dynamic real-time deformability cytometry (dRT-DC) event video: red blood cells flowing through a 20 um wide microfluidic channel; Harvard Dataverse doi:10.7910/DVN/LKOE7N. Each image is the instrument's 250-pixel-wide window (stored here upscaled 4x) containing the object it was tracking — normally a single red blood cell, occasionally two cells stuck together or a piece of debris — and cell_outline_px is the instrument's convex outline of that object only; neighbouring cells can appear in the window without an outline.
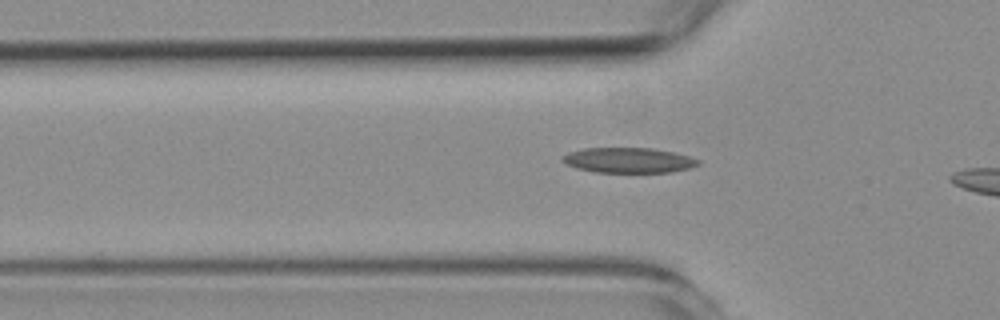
{"species": "common noctule bat (a hibernating species)", "species_latin": "Nyctalus noctula", "temperature_condition": "room temperature", "stored_images_in_passage": 34, "camera_frame_rate_fps": 3000, "um_per_image_px": 0.085, "animal": {"sex": "female", "body_mass_g": 19.3, "forearm_length_mm": 54.1}, "frame": {"image": 1, "passage_image": 6, "time_ms": 1.667, "image_size_px": [1000, 320], "cell_outline_px": [[700, 164], [688, 168], [672, 172], [596, 172], [576, 168], [560, 160], [560, 156], [568, 152], [584, 148], [652, 148], [672, 152], [688, 156], [700, 160]], "centroid_in_image_um": [53.38, 13.62], "position_along_channel_um": 72.4, "area_um2": 19.88}}
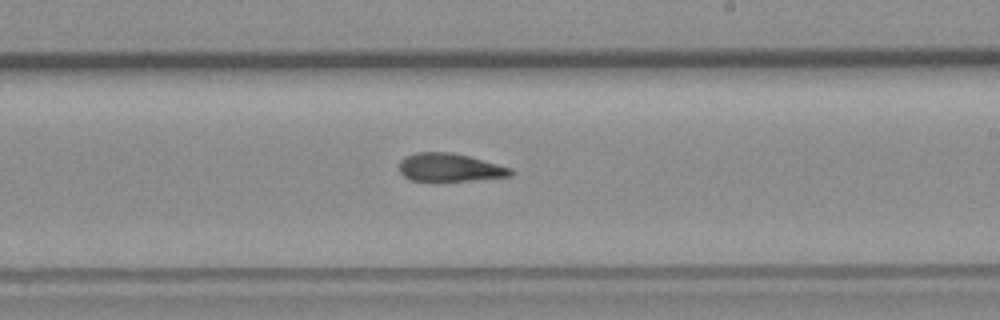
{"frame": {"image": 2, "passage_image": 21, "time_ms": 6.667, "image_size_px": [1000, 320], "cell_outline_px": [[516, 172], [512, 176], [472, 180], [412, 180], [404, 176], [400, 172], [400, 160], [404, 156], [416, 152], [452, 152], [468, 156], [512, 168]], "centroid_in_image_um": [38.25, 14.22], "position_along_channel_um": 250.7, "area_um2": 18.15}}
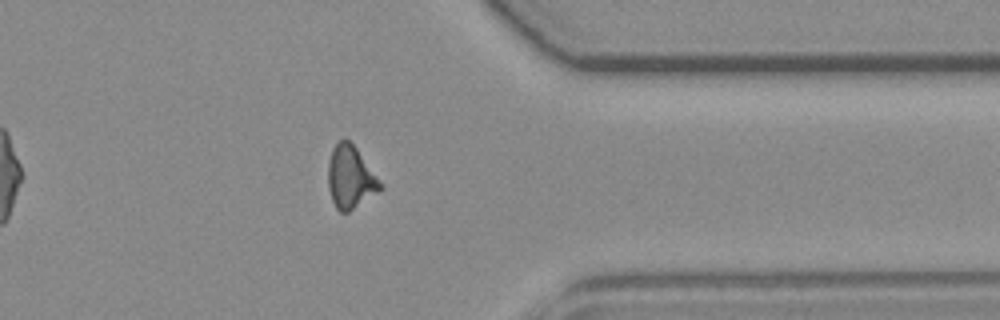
{"frame": {"image": 3, "passage_image": 33, "time_ms": 10.667, "image_size_px": [1000, 320], "cell_outline_px": [[384, 188], [348, 212], [340, 212], [336, 208], [332, 200], [328, 188], [328, 164], [332, 148], [344, 136], [356, 148], [384, 184]], "centroid_in_image_um": [29.8, 15.06], "position_along_channel_um": 381.6, "area_um2": 19.13}}